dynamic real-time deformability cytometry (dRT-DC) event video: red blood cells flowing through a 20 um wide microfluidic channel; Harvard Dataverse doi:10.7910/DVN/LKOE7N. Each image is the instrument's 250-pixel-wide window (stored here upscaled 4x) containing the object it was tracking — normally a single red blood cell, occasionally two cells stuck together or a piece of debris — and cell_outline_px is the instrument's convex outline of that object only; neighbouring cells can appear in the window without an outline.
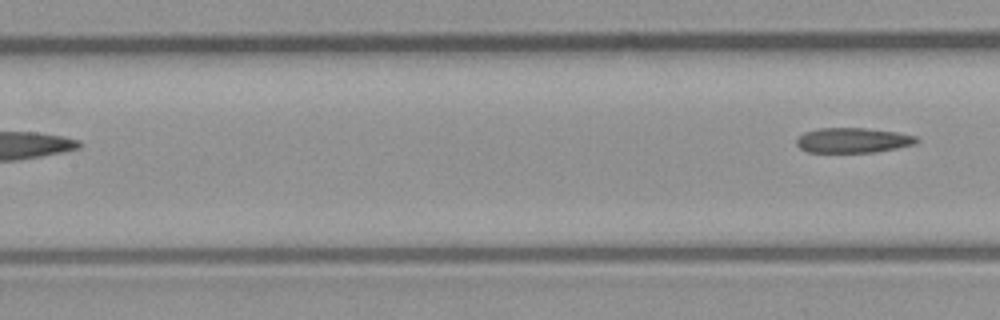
{"species": "common noctule bat (a hibernating species)", "species_latin": "Nyctalus noctula", "temperature_condition": "room temperature", "stored_images_in_passage": 6, "segment_of_instrument_passage": [2, 2], "camera_frame_rate_fps": 3000, "um_per_image_px": 0.085, "animal": {"sex": "male", "body_mass_g": 23.1, "forearm_length_mm": 52.7}, "frame": {"image": 1, "passage_image": 6, "time_ms": 6.667, "image_size_px": [1000, 320], "cell_outline_px": [[920, 140], [916, 144], [876, 152], [808, 152], [800, 148], [796, 144], [796, 140], [804, 132], [820, 128], [864, 128], [896, 132], [916, 136]], "centroid_in_image_um": [72.51, 11.92], "position_along_channel_um": 134.9, "area_um2": 17.46}}